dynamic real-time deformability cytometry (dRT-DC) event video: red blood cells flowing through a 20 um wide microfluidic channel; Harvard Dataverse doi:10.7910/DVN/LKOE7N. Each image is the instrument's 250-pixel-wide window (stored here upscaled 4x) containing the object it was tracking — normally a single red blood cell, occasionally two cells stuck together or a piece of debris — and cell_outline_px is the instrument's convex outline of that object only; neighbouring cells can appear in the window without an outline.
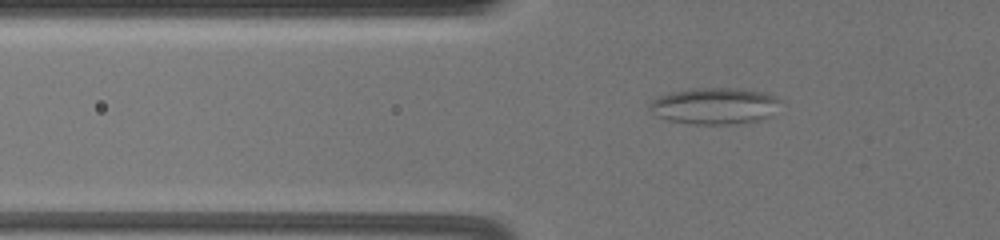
{"species": "common noctule bat (a hibernating species)", "species_latin": "Nyctalus noctula", "temperature_condition": "warm", "stored_images_in_passage": 47, "camera_frame_rate_fps": 3000, "um_per_image_px": 0.085, "animal": {"sex": "female", "body_mass_g": 19.5, "forearm_length_mm": 54.1}, "frame": {"image": 1, "passage_image": 7, "time_ms": 2.0, "image_size_px": [1000, 240], "cell_outline_px": [[780, 100], [768, 116], [760, 120], [732, 124], [692, 124], [668, 120], [656, 116], [648, 108], [648, 104], [652, 100], [660, 96], [672, 92], [692, 88], [736, 88], [764, 92], [776, 96]], "centroid_in_image_um": [60.68, 9.0], "position_along_channel_um": 65.1, "area_um2": 27.63}}
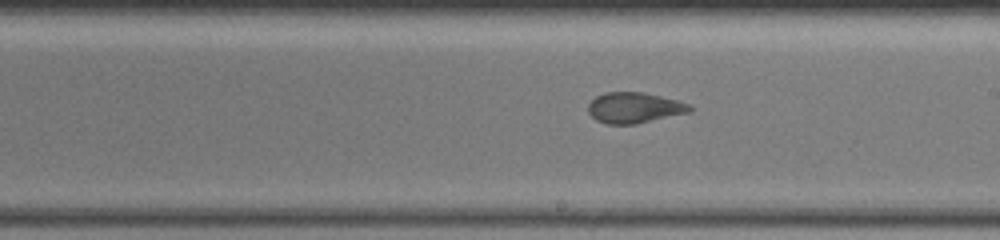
{"frame": {"image": 2, "passage_image": 23, "time_ms": 7.333, "image_size_px": [1000, 240], "cell_outline_px": [[692, 112], [636, 124], [608, 124], [596, 120], [588, 112], [588, 104], [596, 96], [604, 92], [644, 92], [692, 104]], "centroid_in_image_um": [53.94, 9.16], "position_along_channel_um": 235.1, "area_um2": 18.32}}
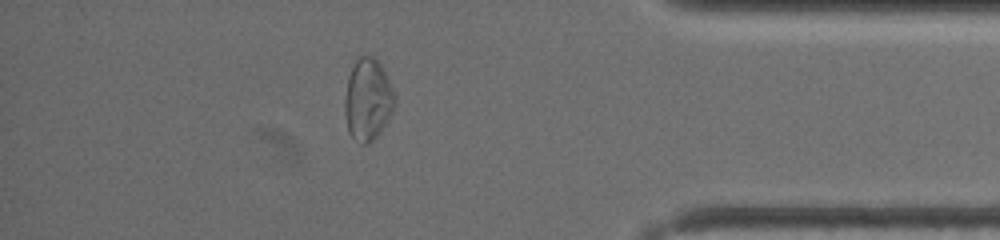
{"frame": {"image": 3, "passage_image": 40, "time_ms": 13.0, "image_size_px": [1000, 240], "cell_outline_px": [[396, 100], [388, 120], [380, 132], [368, 144], [360, 144], [348, 132], [344, 112], [344, 100], [348, 76], [356, 56], [364, 52], [368, 52], [380, 64], [396, 96]], "centroid_in_image_um": [31.23, 8.42], "position_along_channel_um": 404.0, "area_um2": 24.16}, "authors_computed_cell_mechanics": {"area_um2": 20.9236, "velocity_mm_per_s": 3.3818, "shape_relaxation_time_tau1_ms": null, "shape_relaxation_time_tau2_ms": 1.2797, "deformation_change_tau1": null, "deformation_change_tau2": 0.0785}}